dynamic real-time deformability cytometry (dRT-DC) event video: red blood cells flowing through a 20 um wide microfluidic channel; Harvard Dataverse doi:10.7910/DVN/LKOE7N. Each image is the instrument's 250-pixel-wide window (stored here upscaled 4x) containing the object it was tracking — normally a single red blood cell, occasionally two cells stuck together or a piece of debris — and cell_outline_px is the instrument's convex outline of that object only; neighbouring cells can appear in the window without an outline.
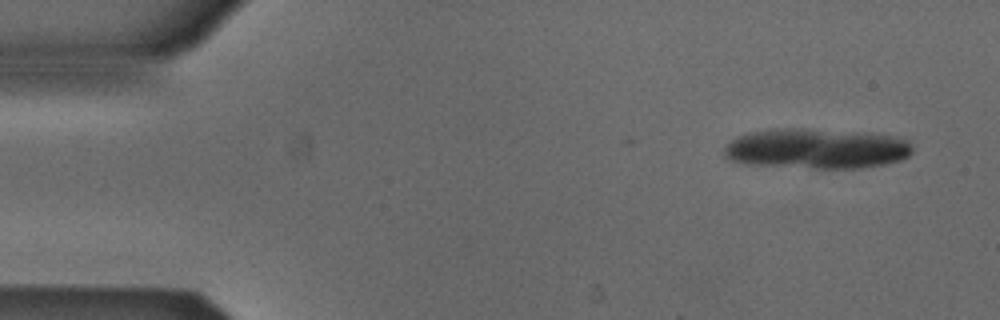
{"species": "Egyptian fruit bat (a non-hibernating species)", "species_latin": "Rousettus aegyptiacus", "temperature_condition": "cold", "stored_images_in_passage": 3, "camera_frame_rate_fps": 3000, "um_per_image_px": 0.085, "animal": {"sex": "male"}, "frame": {"image": 1, "passage_image": 1, "time_ms": 0.0, "image_size_px": [1000, 320], "cell_outline_px": [[912, 152], [908, 156], [900, 160], [884, 164], [864, 168], [812, 168], [740, 164], [728, 160], [720, 152], [732, 140], [748, 132], [792, 128], [800, 128], [888, 136], [908, 140], [912, 144]], "centroid_in_image_um": [69.32, 12.67], "position_along_channel_um": 15.7, "area_um2": 43.75}}